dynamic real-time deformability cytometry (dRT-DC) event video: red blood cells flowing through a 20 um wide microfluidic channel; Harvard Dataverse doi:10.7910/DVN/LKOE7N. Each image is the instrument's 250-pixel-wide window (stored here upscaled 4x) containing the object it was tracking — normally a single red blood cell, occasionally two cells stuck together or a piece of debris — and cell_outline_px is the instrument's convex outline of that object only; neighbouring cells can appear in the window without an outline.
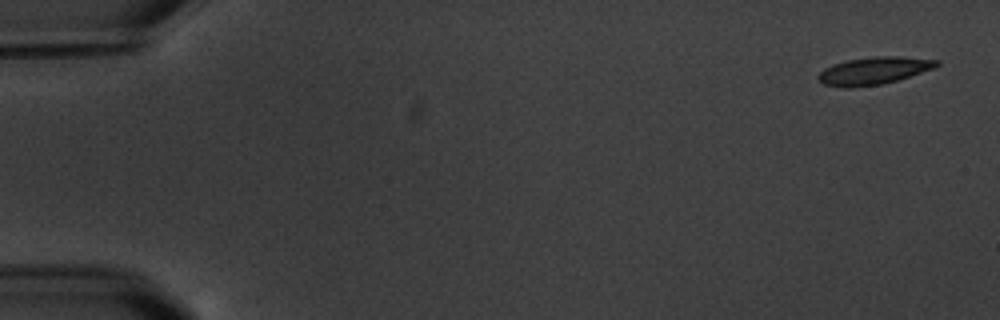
{"species": "common noctule bat (a hibernating species)", "species_latin": "Nyctalus noctula", "temperature_condition": "warm", "stored_images_in_passage": 4, "camera_frame_rate_fps": 3000, "um_per_image_px": 0.085, "animal": {"sex": "male", "body_mass_g": 20.1, "forearm_length_mm": 53.5}, "frame": {"image": 1, "passage_image": 1, "time_ms": 0.0, "image_size_px": [1000, 320], "cell_outline_px": [[940, 64], [932, 68], [896, 80], [880, 84], [848, 88], [844, 88], [824, 84], [816, 76], [824, 68], [832, 64], [848, 60], [876, 56], [900, 56], [940, 60]], "centroid_in_image_um": [74.23, 6.0], "position_along_channel_um": 10.8, "area_um2": 18.67}}
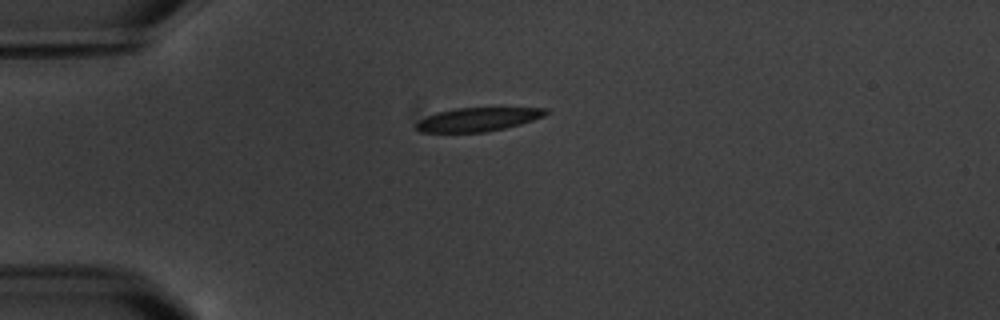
{"frame": {"image": 2, "passage_image": 4, "time_ms": 4.333, "image_size_px": [1000, 320], "cell_outline_px": [[548, 112], [544, 116], [520, 124], [504, 128], [484, 132], [420, 132], [416, 128], [416, 124], [420, 120], [436, 112], [456, 108], [548, 108]], "centroid_in_image_um": [40.61, 10.15], "position_along_channel_um": 44.4, "area_um2": 17.63}}